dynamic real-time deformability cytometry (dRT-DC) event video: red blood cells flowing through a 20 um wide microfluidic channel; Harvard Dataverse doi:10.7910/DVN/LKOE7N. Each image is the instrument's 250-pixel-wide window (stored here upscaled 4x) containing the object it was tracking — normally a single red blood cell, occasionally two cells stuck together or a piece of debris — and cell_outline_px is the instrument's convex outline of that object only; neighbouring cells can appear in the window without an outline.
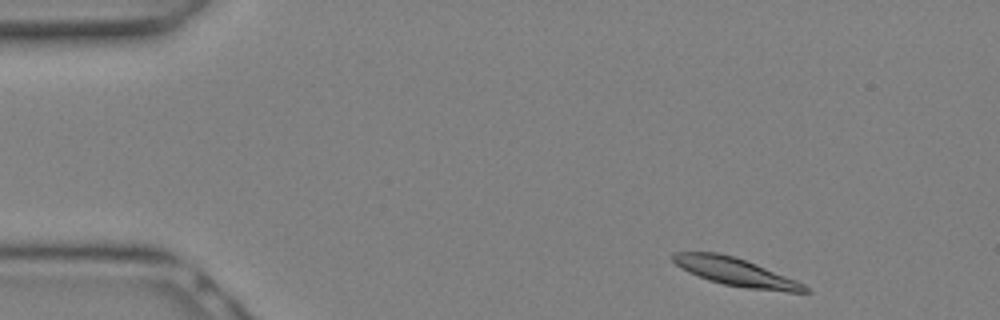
{"species": "Egyptian fruit bat (a non-hibernating species)", "species_latin": "Rousettus aegyptiacus", "temperature_condition": "warm", "stored_images_in_passage": 18, "camera_frame_rate_fps": 3000, "um_per_image_px": 0.085, "animal": {"sex": "female"}, "frame": {"image": 1, "passage_image": 1, "time_ms": 0.0, "image_size_px": [1000, 320], "cell_outline_px": [[812, 292], [788, 292], [744, 288], [724, 284], [708, 280], [688, 272], [680, 268], [672, 260], [672, 256], [676, 252], [716, 252], [732, 256], [756, 264], [796, 280], [804, 284]], "centroid_in_image_um": [62.53, 23.13], "position_along_channel_um": 22.5, "area_um2": 21.33}}
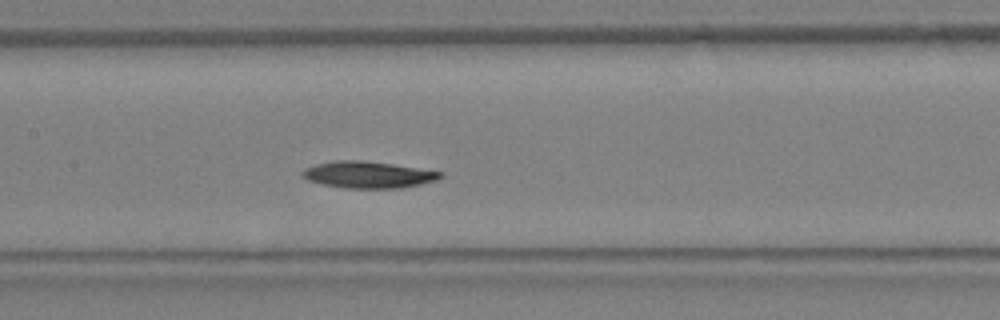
{"frame": {"image": 2, "passage_image": 11, "time_ms": 3.333, "image_size_px": [1000, 320], "cell_outline_px": [[444, 176], [436, 180], [420, 184], [400, 188], [344, 188], [324, 184], [308, 180], [300, 172], [304, 168], [316, 164], [332, 160], [360, 160], [392, 164], [444, 172]], "centroid_in_image_um": [31.29, 14.84], "position_along_channel_um": 176.1, "area_um2": 21.39}}
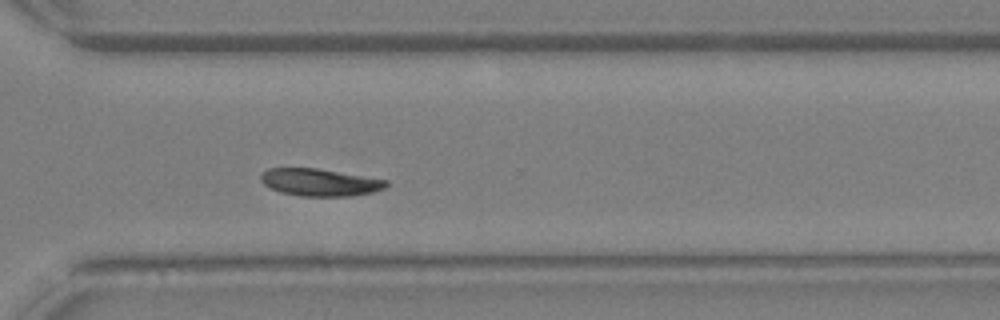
{"frame": {"image": 3, "passage_image": 18, "time_ms": 5.667, "image_size_px": [1000, 320], "cell_outline_px": [[388, 184], [384, 188], [376, 192], [348, 196], [300, 196], [280, 192], [264, 184], [260, 180], [260, 176], [268, 168], [316, 168], [388, 180]], "centroid_in_image_um": [27.2, 15.5], "position_along_channel_um": 343.4, "area_um2": 19.88}}